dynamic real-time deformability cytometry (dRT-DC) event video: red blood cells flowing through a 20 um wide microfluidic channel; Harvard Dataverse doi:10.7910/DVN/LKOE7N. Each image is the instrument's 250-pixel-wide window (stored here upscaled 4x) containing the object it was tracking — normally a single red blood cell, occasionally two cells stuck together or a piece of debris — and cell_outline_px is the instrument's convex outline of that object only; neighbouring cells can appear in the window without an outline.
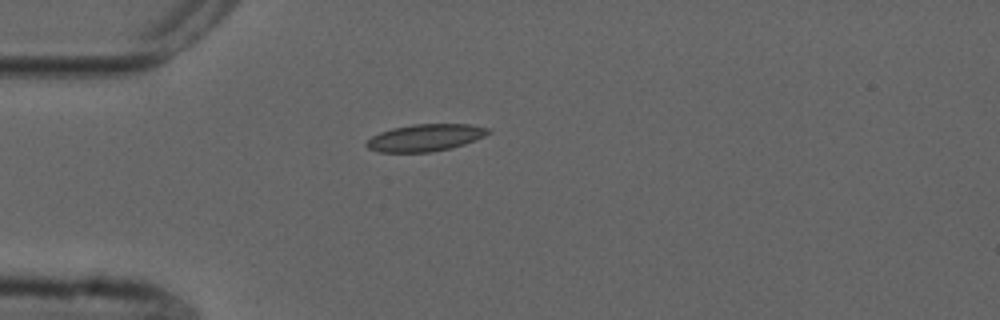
{"species": "common noctule bat (a hibernating species)", "species_latin": "Nyctalus noctula", "temperature_condition": "cold", "stored_images_in_passage": 6, "camera_frame_rate_fps": 3000, "um_per_image_px": 0.085, "animal": {"sex": "male", "forearm_length_mm": 52.5}, "frame": {"image": 1, "passage_image": 1, "time_ms": 0.0, "image_size_px": [1000, 320], "cell_outline_px": [[492, 132], [484, 136], [464, 144], [452, 148], [432, 152], [376, 152], [368, 148], [364, 144], [372, 136], [380, 132], [392, 128], [412, 124], [468, 124], [492, 128]], "centroid_in_image_um": [36.16, 11.7], "position_along_channel_um": 48.8, "area_um2": 19.36}}